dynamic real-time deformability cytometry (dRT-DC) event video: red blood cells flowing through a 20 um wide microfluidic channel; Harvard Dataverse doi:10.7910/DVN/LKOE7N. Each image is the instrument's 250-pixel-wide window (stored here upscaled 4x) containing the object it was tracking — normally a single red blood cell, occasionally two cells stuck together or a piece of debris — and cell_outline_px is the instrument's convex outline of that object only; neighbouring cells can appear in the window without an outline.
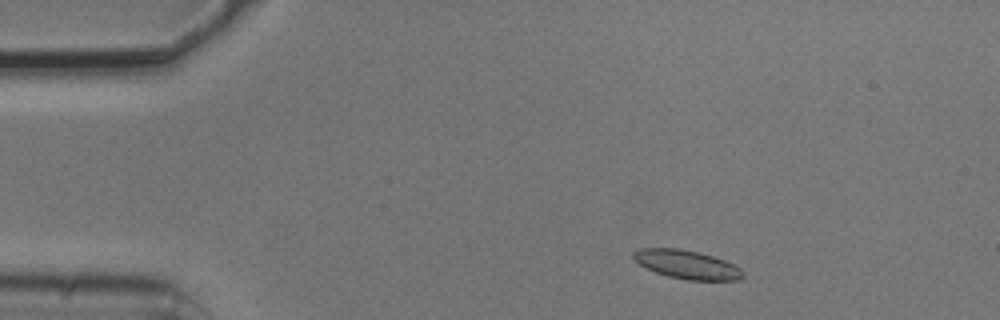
{"species": "common noctule bat (a hibernating species)", "species_latin": "Nyctalus noctula", "temperature_condition": "cold", "stored_images_in_passage": 3, "camera_frame_rate_fps": 3000, "um_per_image_px": 0.085, "animal": {"sex": "male", "body_mass_g": 20.5, "forearm_length_mm": 52.5}, "frame": {"image": 1, "passage_image": 1, "time_ms": 0.0, "image_size_px": [1000, 320], "cell_outline_px": [[744, 276], [740, 280], [688, 280], [668, 276], [656, 272], [640, 264], [632, 256], [632, 252], [640, 248], [676, 248], [696, 252], [712, 256], [724, 260], [740, 268], [744, 272]], "centroid_in_image_um": [58.4, 22.49], "position_along_channel_um": 26.6, "area_um2": 18.03}}